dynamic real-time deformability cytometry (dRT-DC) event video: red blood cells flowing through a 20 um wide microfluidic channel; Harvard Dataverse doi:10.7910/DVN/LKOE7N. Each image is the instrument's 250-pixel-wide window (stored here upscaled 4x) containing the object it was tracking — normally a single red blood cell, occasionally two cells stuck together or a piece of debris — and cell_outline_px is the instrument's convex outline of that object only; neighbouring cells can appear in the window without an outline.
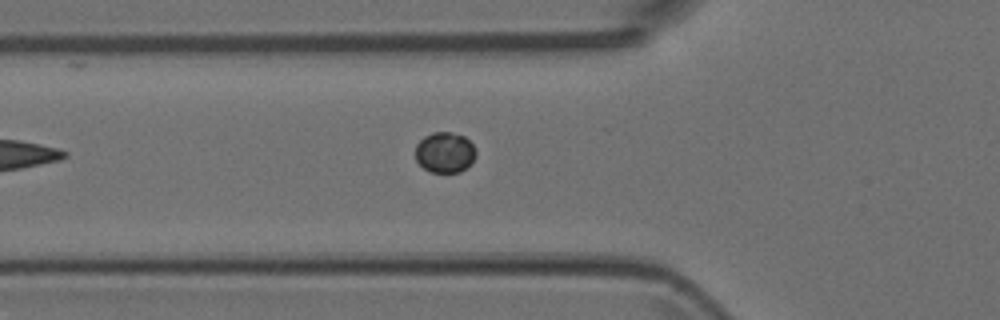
{"species": "Egyptian fruit bat (a non-hibernating species)", "species_latin": "Rousettus aegyptiacus", "temperature_condition": "room temperature", "stored_images_in_passage": 6, "camera_frame_rate_fps": 3000, "um_per_image_px": 0.085, "animal": {"sex": "female"}, "frame": {"image": 1, "passage_image": 6, "time_ms": 1.667, "image_size_px": [1000, 320], "cell_outline_px": [[476, 156], [460, 172], [428, 172], [416, 160], [416, 144], [424, 136], [432, 132], [452, 132], [464, 136], [476, 148]], "centroid_in_image_um": [37.8, 12.94], "position_along_channel_um": 88.0, "area_um2": 14.28}}